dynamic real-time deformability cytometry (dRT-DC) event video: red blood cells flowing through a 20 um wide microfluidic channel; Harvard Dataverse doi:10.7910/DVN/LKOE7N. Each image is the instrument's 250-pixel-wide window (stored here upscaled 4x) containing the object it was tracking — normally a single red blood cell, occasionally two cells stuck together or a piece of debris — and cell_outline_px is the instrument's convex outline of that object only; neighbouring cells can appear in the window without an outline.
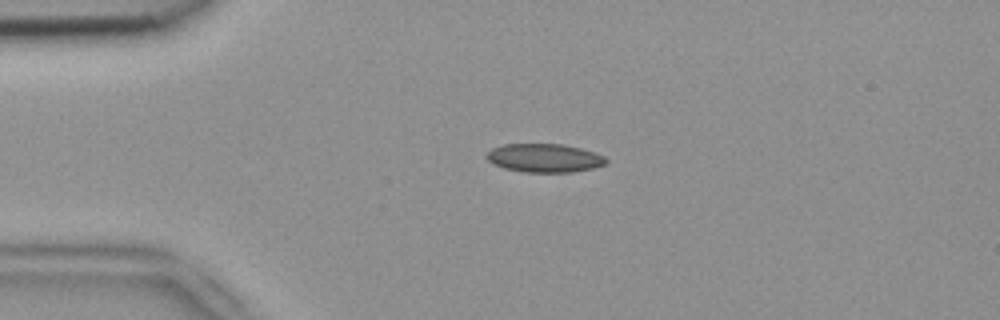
{"species": "common noctule bat (a hibernating species)", "species_latin": "Nyctalus noctula", "temperature_condition": "room temperature", "stored_images_in_passage": 2, "camera_frame_rate_fps": 3000, "um_per_image_px": 0.085, "animal": {"sex": "female", "body_mass_g": 18.4}, "frame": {"image": 1, "passage_image": 1, "time_ms": 0.0, "image_size_px": [1000, 320], "cell_outline_px": [[608, 164], [592, 168], [572, 172], [524, 172], [504, 168], [492, 164], [484, 156], [492, 148], [504, 144], [564, 144], [596, 152], [604, 156], [608, 160]], "centroid_in_image_um": [46.28, 13.43], "position_along_channel_um": 38.7, "area_um2": 20.06}}